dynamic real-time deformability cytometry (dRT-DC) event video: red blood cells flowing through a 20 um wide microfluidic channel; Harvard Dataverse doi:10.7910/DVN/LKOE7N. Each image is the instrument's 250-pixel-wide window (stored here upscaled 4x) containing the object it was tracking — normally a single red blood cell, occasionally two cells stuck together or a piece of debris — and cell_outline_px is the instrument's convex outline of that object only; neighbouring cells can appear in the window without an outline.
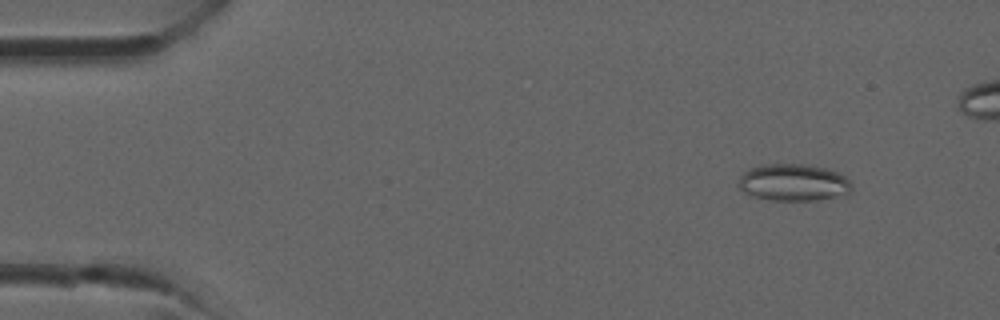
{"species": "common noctule bat (a hibernating species)", "species_latin": "Nyctalus noctula", "temperature_condition": "room temperature", "stored_images_in_passage": 34, "camera_frame_rate_fps": 3000, "um_per_image_px": 0.085, "animal": {"sex": "male", "forearm_length_mm": 52.5}, "frame": {"image": 1, "passage_image": 4, "time_ms": 1.0, "image_size_px": [1000, 320], "cell_outline_px": [[852, 188], [848, 192], [816, 200], [768, 200], [744, 192], [736, 184], [740, 176], [748, 168], [764, 164], [804, 164], [828, 168], [852, 180]], "centroid_in_image_um": [67.41, 15.49], "position_along_channel_um": 17.6, "area_um2": 24.33}}
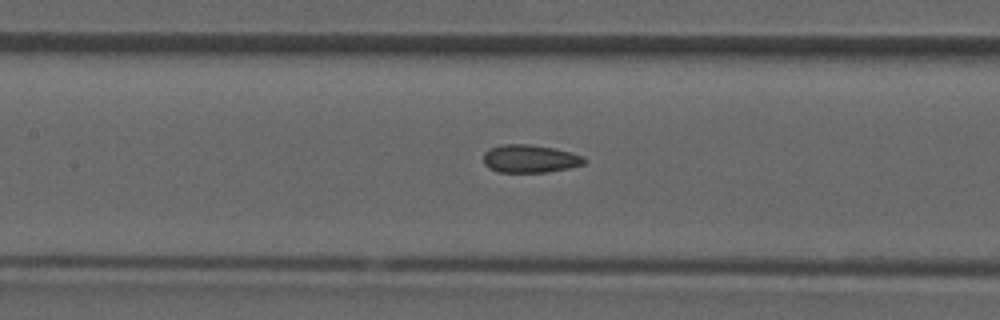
{"frame": {"image": 2, "passage_image": 17, "time_ms": 5.333, "image_size_px": [1000, 320], "cell_outline_px": [[588, 160], [584, 164], [568, 168], [548, 172], [500, 172], [488, 168], [484, 164], [484, 152], [488, 148], [504, 144], [528, 144], [552, 148], [584, 156]], "centroid_in_image_um": [45.03, 13.49], "position_along_channel_um": 162.4, "area_um2": 16.42}}
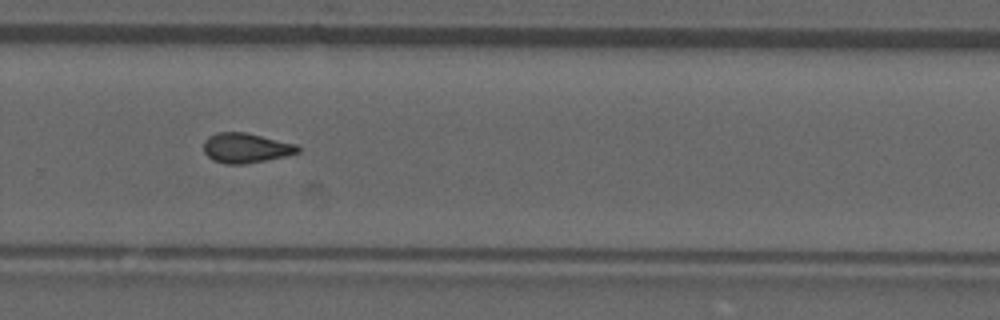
{"frame": {"image": 3, "passage_image": 25, "time_ms": 8.0, "image_size_px": [1000, 320], "cell_outline_px": [[300, 152], [284, 156], [244, 164], [224, 164], [212, 160], [204, 152], [204, 140], [208, 136], [216, 132], [244, 132], [296, 144], [300, 148]], "centroid_in_image_um": [20.86, 12.57], "position_along_channel_um": 308.9, "area_um2": 16.3}}